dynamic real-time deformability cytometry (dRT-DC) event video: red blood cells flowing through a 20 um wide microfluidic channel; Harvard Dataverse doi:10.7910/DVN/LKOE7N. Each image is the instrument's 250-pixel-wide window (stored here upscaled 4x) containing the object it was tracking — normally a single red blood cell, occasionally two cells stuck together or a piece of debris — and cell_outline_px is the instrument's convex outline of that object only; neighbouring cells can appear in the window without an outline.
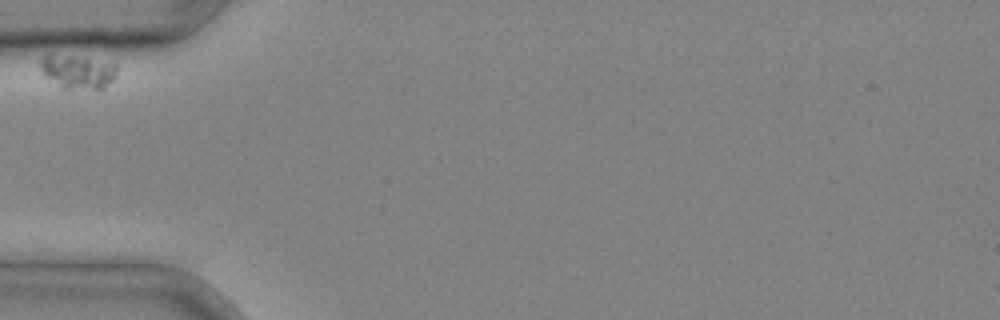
{"species": "common noctule bat (a hibernating species)", "species_latin": "Nyctalus noctula", "temperature_condition": "cold", "stored_images_in_passage": 7, "camera_frame_rate_fps": 3000, "um_per_image_px": 0.085, "animal": {"sex": "male", "body_mass_g": 20.4}, "frame": {"image": 1, "passage_image": 1, "time_ms": 0.0, "image_size_px": [1000, 320], "cell_outline_px": [[116, 72], [112, 80], [104, 88], [64, 88], [48, 76], [40, 68], [40, 60], [44, 56], [72, 56], [116, 64]], "centroid_in_image_um": [6.64, 6.09], "position_along_channel_um": 78.4, "area_um2": 14.05}}
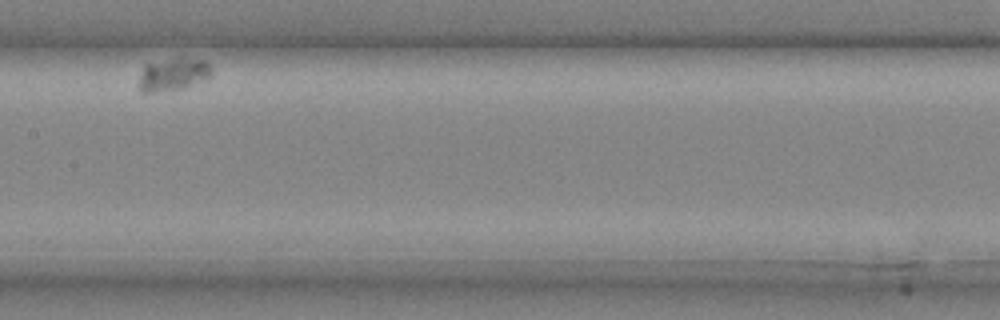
{"frame": {"image": 2, "passage_image": 4, "time_ms": 1.0, "image_size_px": [1000, 320], "cell_outline_px": [[212, 76], [208, 80], [184, 88], [152, 92], [140, 92], [136, 84], [144, 64], [180, 56], [184, 56], [204, 60], [212, 68]], "centroid_in_image_um": [14.72, 6.31], "position_along_channel_um": 192.7, "area_um2": 14.57}}
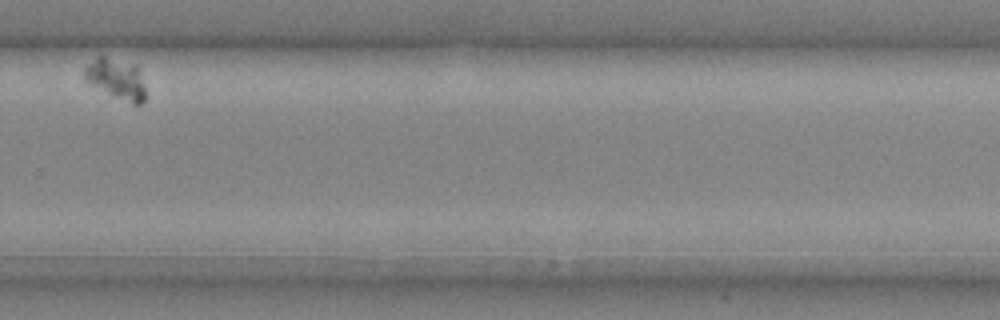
{"frame": {"image": 3, "passage_image": 7, "time_ms": 2.0, "image_size_px": [1000, 320], "cell_outline_px": [[144, 100], [140, 104], [132, 104], [88, 84], [84, 80], [84, 68], [88, 64], [100, 56], [104, 56], [136, 64], [144, 84]], "centroid_in_image_um": [9.87, 6.7], "position_along_channel_um": 319.9, "area_um2": 14.33}}